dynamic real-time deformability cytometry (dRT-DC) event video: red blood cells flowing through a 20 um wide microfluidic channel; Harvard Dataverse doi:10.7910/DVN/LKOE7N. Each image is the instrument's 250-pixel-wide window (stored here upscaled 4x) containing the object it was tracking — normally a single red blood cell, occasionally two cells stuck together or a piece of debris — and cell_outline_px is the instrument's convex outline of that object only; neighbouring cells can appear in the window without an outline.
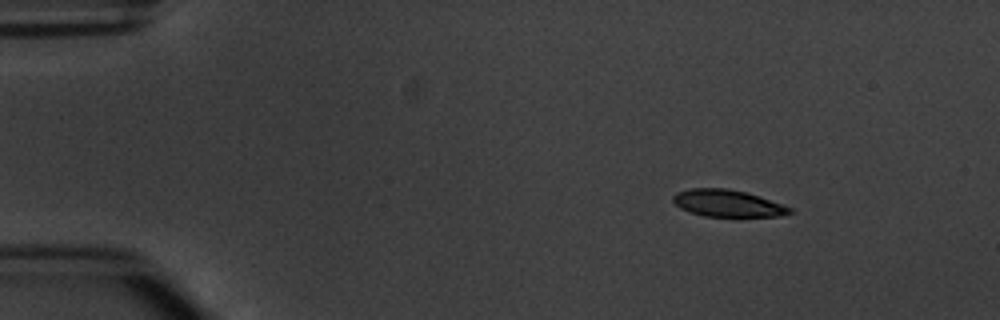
{"species": "common noctule bat (a hibernating species)", "species_latin": "Nyctalus noctula", "temperature_condition": "warm", "stored_images_in_passage": 4, "camera_frame_rate_fps": 3000, "um_per_image_px": 0.085, "animal": {"sex": "male", "body_mass_g": 20.1, "forearm_length_mm": 53.5}, "frame": {"image": 1, "passage_image": 1, "time_ms": 0.0, "image_size_px": [1000, 320], "cell_outline_px": [[796, 212], [780, 216], [704, 216], [688, 212], [680, 208], [672, 200], [672, 196], [676, 192], [688, 188], [728, 188], [748, 192], [760, 196], [792, 208]], "centroid_in_image_um": [61.84, 17.27], "position_along_channel_um": 23.2, "area_um2": 18.55}}